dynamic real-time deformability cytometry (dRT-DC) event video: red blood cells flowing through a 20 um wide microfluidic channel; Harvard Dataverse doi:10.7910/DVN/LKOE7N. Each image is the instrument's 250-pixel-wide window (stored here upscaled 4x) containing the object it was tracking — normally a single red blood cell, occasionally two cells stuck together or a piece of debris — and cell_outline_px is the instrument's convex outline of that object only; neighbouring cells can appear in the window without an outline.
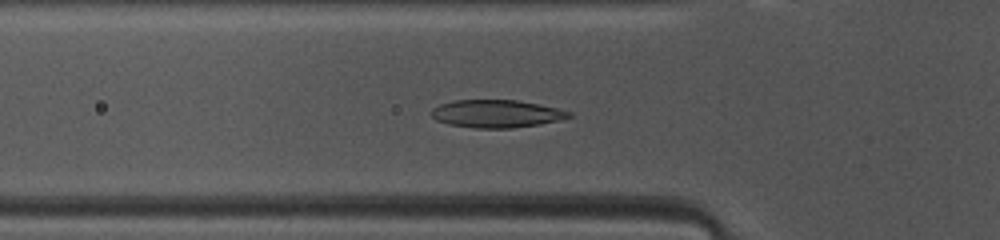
{"species": "common noctule bat (a hibernating species)", "species_latin": "Nyctalus noctula", "temperature_condition": "warm", "stored_images_in_passage": 39, "camera_frame_rate_fps": 3000, "um_per_image_px": 0.085, "animal": {"sex": "female", "body_mass_g": 10.0, "forearm_length_mm": 53.1}, "frame": {"image": 1, "passage_image": 6, "time_ms": 1.667, "image_size_px": [1000, 240], "cell_outline_px": [[572, 116], [540, 124], [512, 128], [476, 128], [448, 124], [436, 120], [432, 116], [432, 108], [440, 104], [456, 100], [516, 100], [556, 108], [572, 112]], "centroid_in_image_um": [42.17, 9.67], "position_along_channel_um": 83.6, "area_um2": 21.96}}
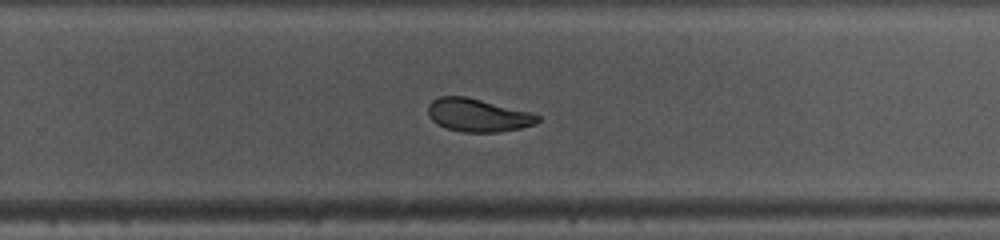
{"frame": {"image": 2, "passage_image": 21, "time_ms": 6.667, "image_size_px": [1000, 240], "cell_outline_px": [[540, 120], [536, 124], [520, 128], [496, 132], [464, 132], [444, 128], [432, 120], [428, 116], [428, 104], [432, 100], [440, 96], [468, 96], [532, 112], [540, 116]], "centroid_in_image_um": [40.62, 9.78], "position_along_channel_um": 289.2, "area_um2": 21.39}}
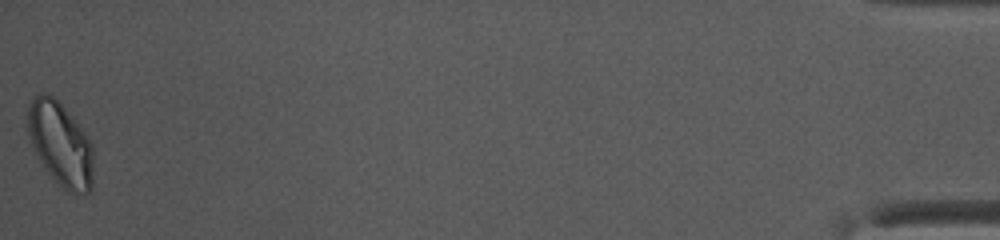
{"frame": {"image": 3, "passage_image": 39, "time_ms": 12.667, "image_size_px": [1000, 240], "cell_outline_px": [[92, 192], [84, 196], [68, 192], [60, 188], [48, 172], [32, 148], [24, 128], [28, 104], [40, 92], [44, 92], [52, 96], [64, 108], [84, 132], [92, 144]], "centroid_in_image_um": [5.09, 12.28], "position_along_channel_um": 430.1, "area_um2": 32.6}, "authors_computed_cell_mechanics": {"area_um2": 22.4842, "velocity_mm_per_s": 4.1011, "shape_relaxation_time_tau1_ms": 4.4028, "shape_relaxation_time_tau2_ms": 2.1541, "deformation_change_tau1": 0.141, "deformation_change_tau2": 0.0488}}